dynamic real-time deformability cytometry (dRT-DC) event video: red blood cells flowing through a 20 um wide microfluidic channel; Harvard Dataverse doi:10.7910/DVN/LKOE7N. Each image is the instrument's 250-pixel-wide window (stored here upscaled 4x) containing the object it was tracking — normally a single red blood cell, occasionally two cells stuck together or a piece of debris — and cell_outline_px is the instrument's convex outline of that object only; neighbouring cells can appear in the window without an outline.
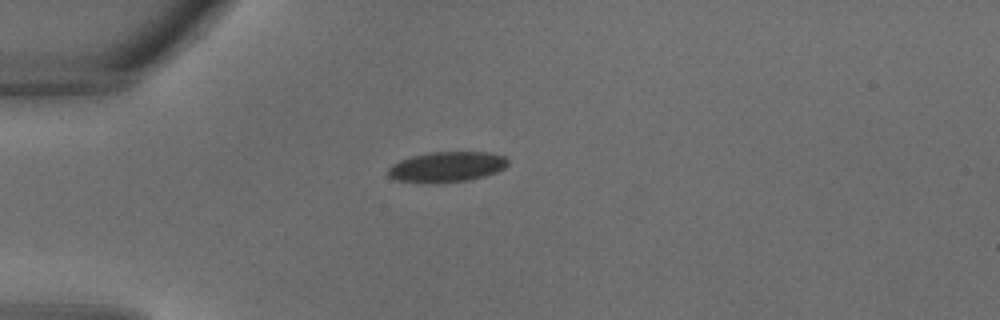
{"species": "common noctule bat (a hibernating species)", "species_latin": "Nyctalus noctula", "temperature_condition": "warm", "stored_images_in_passage": 25, "camera_frame_rate_fps": 3000, "um_per_image_px": 0.085, "animal": {"sex": "male", "body_mass_g": 18.8}, "frame": {"image": 1, "passage_image": 1, "time_ms": 0.0, "image_size_px": [1000, 320], "cell_outline_px": [[508, 164], [504, 168], [496, 172], [484, 176], [468, 180], [440, 184], [396, 180], [388, 176], [388, 168], [392, 164], [400, 160], [412, 156], [428, 152], [492, 152], [504, 156], [508, 160]], "centroid_in_image_um": [37.98, 14.18], "position_along_channel_um": 47.0, "area_um2": 21.39}}
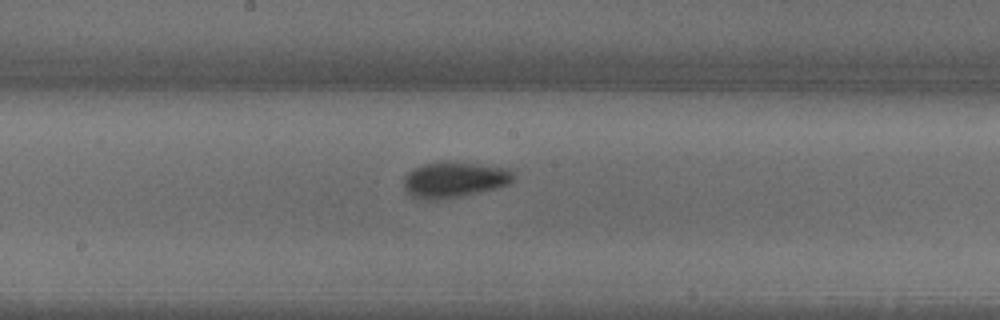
{"frame": {"image": 2, "passage_image": 10, "time_ms": 3.0, "image_size_px": [1000, 320], "cell_outline_px": [[516, 176], [508, 184], [496, 188], [436, 200], [424, 200], [412, 196], [404, 188], [404, 176], [412, 168], [424, 164], [448, 160], [508, 168]], "centroid_in_image_um": [38.58, 15.24], "position_along_channel_um": 209.6, "area_um2": 22.77}}
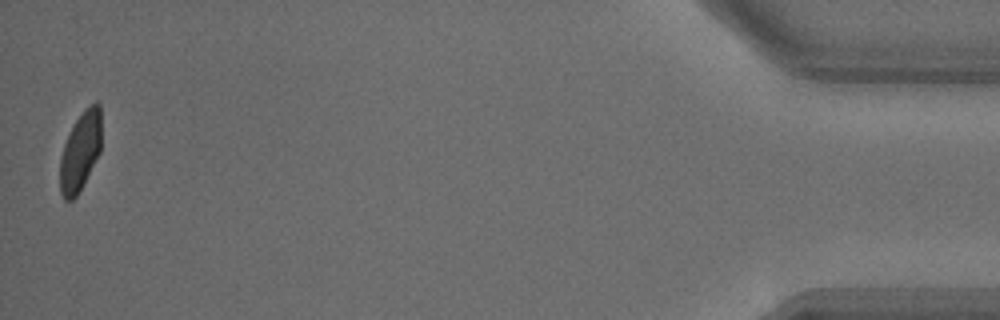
{"frame": {"image": 3, "passage_image": 25, "time_ms": 8.0, "image_size_px": [1000, 320], "cell_outline_px": [[100, 152], [76, 196], [72, 200], [64, 200], [60, 192], [60, 156], [64, 144], [76, 120], [84, 108], [92, 104], [100, 104]], "centroid_in_image_um": [6.81, 12.88], "position_along_channel_um": 428.4, "area_um2": 18.61}}